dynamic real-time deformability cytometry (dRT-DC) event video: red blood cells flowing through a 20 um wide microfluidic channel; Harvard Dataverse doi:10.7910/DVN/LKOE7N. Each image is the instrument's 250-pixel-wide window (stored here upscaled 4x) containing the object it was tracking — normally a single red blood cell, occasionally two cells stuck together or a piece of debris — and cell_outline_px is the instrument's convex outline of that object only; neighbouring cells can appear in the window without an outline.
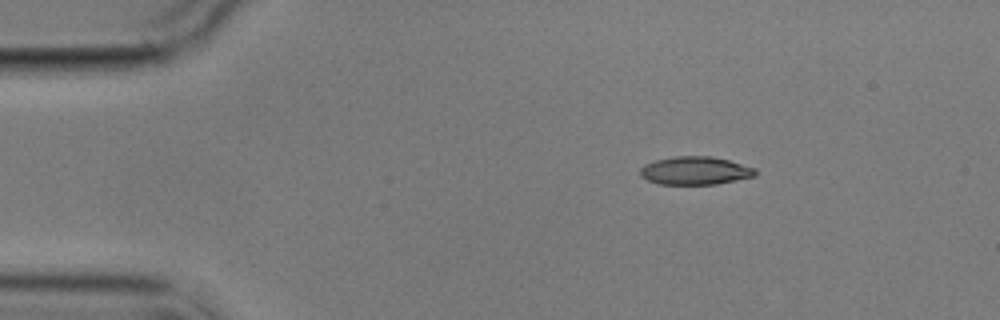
{"species": "common noctule bat (a hibernating species)", "species_latin": "Nyctalus noctula", "temperature_condition": "cold", "stored_images_in_passage": 3, "camera_frame_rate_fps": 3000, "um_per_image_px": 0.085, "animal": {"sex": "male", "body_mass_g": 17.9}, "frame": {"image": 1, "passage_image": 1, "time_ms": 0.0, "image_size_px": [1000, 320], "cell_outline_px": [[756, 176], [716, 184], [660, 184], [648, 180], [640, 176], [640, 168], [644, 164], [656, 160], [676, 156], [712, 156], [728, 160], [756, 168]], "centroid_in_image_um": [59.09, 14.5], "position_along_channel_um": 25.9, "area_um2": 18.84}}